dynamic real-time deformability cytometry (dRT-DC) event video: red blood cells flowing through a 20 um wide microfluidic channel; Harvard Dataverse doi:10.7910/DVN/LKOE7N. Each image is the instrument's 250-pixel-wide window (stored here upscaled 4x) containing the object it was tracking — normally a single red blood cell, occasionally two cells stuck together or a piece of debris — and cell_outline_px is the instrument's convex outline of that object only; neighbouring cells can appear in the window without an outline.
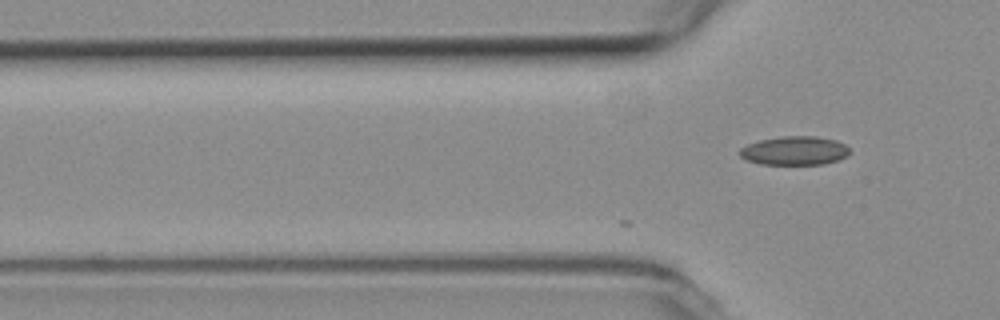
{"species": "common noctule bat (a hibernating species)", "species_latin": "Nyctalus noctula", "temperature_condition": "room temperature", "stored_images_in_passage": 2, "camera_frame_rate_fps": 3000, "um_per_image_px": 0.085, "animal": {"sex": "female", "body_mass_g": 19.3, "forearm_length_mm": 54.1}, "frame": {"image": 1, "passage_image": 2, "time_ms": 0.333, "image_size_px": [1000, 320], "cell_outline_px": [[852, 152], [848, 156], [824, 164], [760, 164], [748, 160], [740, 156], [740, 148], [748, 144], [760, 140], [780, 136], [816, 136], [836, 140], [844, 144]], "centroid_in_image_um": [67.56, 12.8], "position_along_channel_um": 58.2, "area_um2": 18.44}}